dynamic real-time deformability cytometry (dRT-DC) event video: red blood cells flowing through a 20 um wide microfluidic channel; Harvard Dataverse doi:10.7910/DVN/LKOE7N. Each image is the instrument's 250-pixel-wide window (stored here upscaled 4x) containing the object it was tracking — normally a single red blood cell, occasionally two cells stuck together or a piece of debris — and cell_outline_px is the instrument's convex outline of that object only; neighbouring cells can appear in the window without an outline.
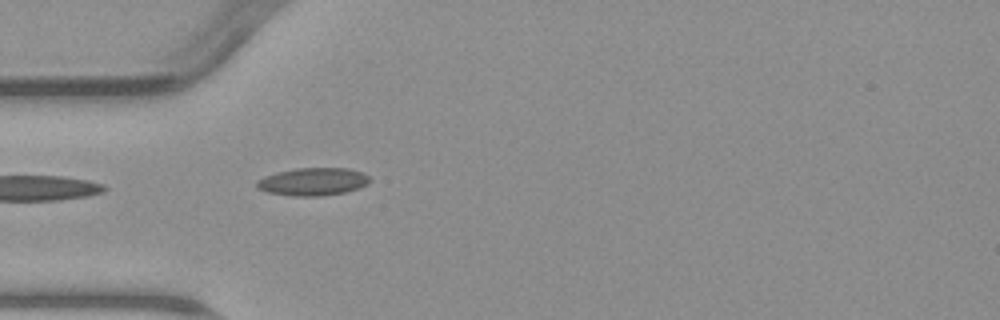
{"species": "common noctule bat (a hibernating species)", "species_latin": "Nyctalus noctula", "temperature_condition": "warm", "stored_images_in_passage": 4, "camera_frame_rate_fps": 3000, "um_per_image_px": 0.085, "animal": {"sex": "male", "body_mass_g": 23.1, "forearm_length_mm": 52.7}, "frame": {"image": 1, "passage_image": 4, "time_ms": 5.333, "image_size_px": [1000, 320], "cell_outline_px": [[372, 180], [368, 184], [360, 188], [344, 192], [324, 196], [292, 196], [268, 192], [256, 188], [256, 180], [264, 176], [276, 172], [296, 168], [348, 168], [360, 172], [368, 176]], "centroid_in_image_um": [26.59, 15.44], "position_along_channel_um": 58.4, "area_um2": 18.44}}